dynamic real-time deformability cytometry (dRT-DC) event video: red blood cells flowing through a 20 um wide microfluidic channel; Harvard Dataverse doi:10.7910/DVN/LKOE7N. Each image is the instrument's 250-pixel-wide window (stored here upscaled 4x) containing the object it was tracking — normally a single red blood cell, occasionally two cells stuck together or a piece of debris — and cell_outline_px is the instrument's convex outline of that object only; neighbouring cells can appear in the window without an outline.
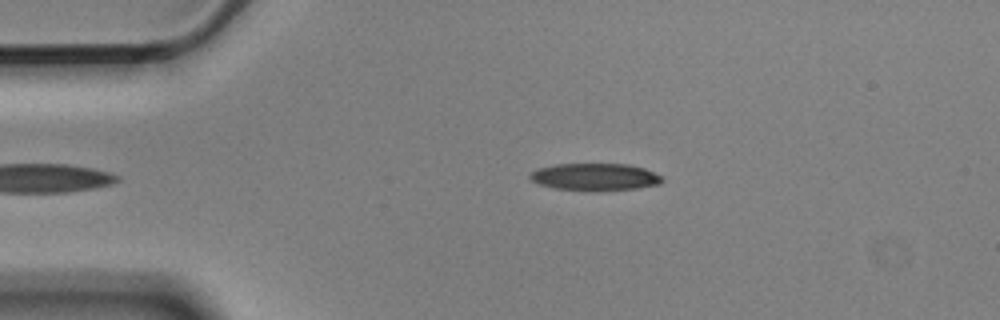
{"species": "Egyptian fruit bat (a non-hibernating species)", "species_latin": "Rousettus aegyptiacus", "temperature_condition": "cold", "stored_images_in_passage": 2, "camera_frame_rate_fps": 3000, "um_per_image_px": 0.085, "animal": {"sex": "male"}, "frame": {"image": 1, "passage_image": 2, "time_ms": 0.333, "image_size_px": [1000, 320], "cell_outline_px": [[664, 180], [660, 184], [636, 188], [592, 192], [552, 188], [540, 184], [532, 180], [528, 176], [536, 168], [556, 164], [628, 164], [644, 168], [664, 176]], "centroid_in_image_um": [50.59, 15.05], "position_along_channel_um": 34.4, "area_um2": 21.33}}